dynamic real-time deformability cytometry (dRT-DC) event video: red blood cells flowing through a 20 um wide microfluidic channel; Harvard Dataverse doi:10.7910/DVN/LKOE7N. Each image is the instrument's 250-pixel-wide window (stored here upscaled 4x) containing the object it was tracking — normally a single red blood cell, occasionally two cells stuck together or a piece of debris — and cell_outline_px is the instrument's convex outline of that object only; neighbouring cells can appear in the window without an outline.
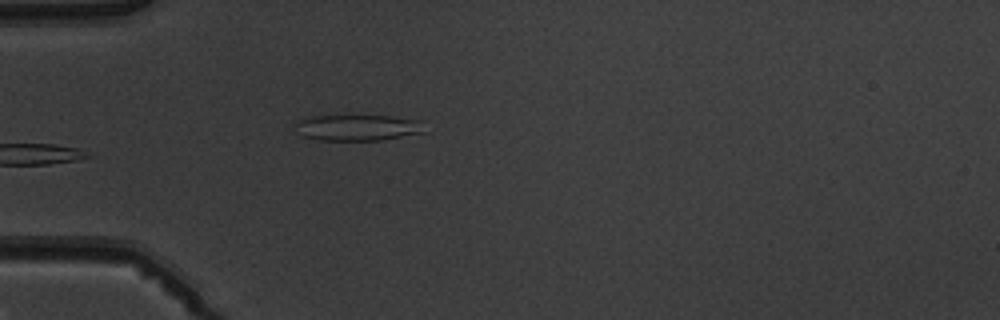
{"species": "common noctule bat (a hibernating species)", "species_latin": "Nyctalus noctula", "temperature_condition": "warm", "stored_images_in_passage": 5, "camera_frame_rate_fps": 3000, "um_per_image_px": 0.085, "animal": {"sex": "male", "body_mass_g": 19.5, "forearm_length_mm": 54.6}, "frame": {"image": 1, "passage_image": 5, "time_ms": 5.0, "image_size_px": [1000, 320], "cell_outline_px": [[424, 132], [384, 140], [320, 140], [300, 136], [296, 132], [296, 124], [300, 120], [312, 116], [388, 116], [424, 120]], "centroid_in_image_um": [30.43, 10.85], "position_along_channel_um": 54.6, "area_um2": 19.71}}